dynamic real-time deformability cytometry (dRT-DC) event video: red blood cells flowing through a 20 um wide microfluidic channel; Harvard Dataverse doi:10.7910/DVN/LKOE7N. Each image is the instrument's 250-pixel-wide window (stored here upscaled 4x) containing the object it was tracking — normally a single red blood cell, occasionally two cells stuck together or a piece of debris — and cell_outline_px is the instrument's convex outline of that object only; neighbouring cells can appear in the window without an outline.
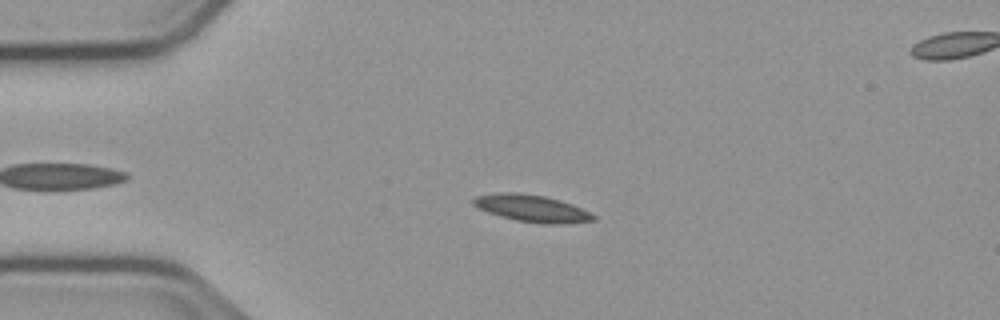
{"species": "common noctule bat (a hibernating species)", "species_latin": "Nyctalus noctula", "temperature_condition": "cold", "stored_images_in_passage": 55, "segment_of_instrument_passage": [1, 2], "camera_frame_rate_fps": 3000, "um_per_image_px": 0.085, "animal": {"sex": "male", "body_mass_g": 23.1, "forearm_length_mm": 52.7}, "frame": {"image": 1, "passage_image": 12, "time_ms": 3.667, "image_size_px": [1000, 320], "cell_outline_px": [[596, 220], [556, 224], [544, 224], [516, 220], [500, 216], [488, 212], [472, 204], [472, 200], [476, 196], [500, 192], [520, 192], [544, 196], [560, 200], [572, 204], [596, 216]], "centroid_in_image_um": [45.19, 17.7], "position_along_channel_um": 39.8, "area_um2": 18.73}}
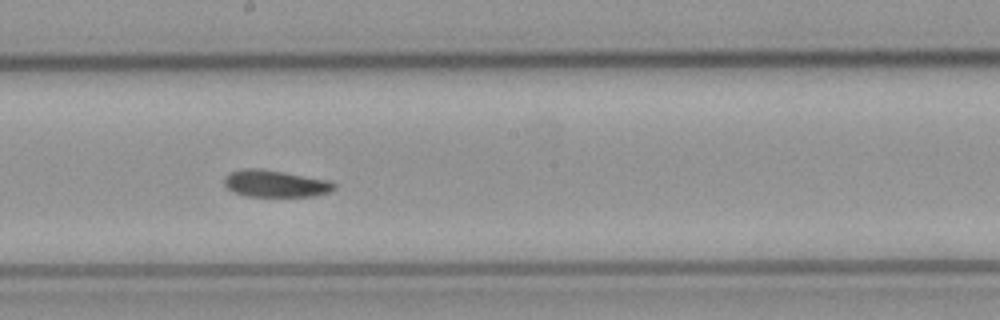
{"frame": {"image": 2, "passage_image": 29, "time_ms": 9.333, "image_size_px": [1000, 320], "cell_outline_px": [[336, 188], [332, 192], [316, 196], [248, 196], [232, 192], [224, 184], [224, 180], [232, 172], [244, 168], [260, 168], [328, 180], [336, 184]], "centroid_in_image_um": [23.45, 15.62], "position_along_channel_um": 224.8, "area_um2": 17.17}}
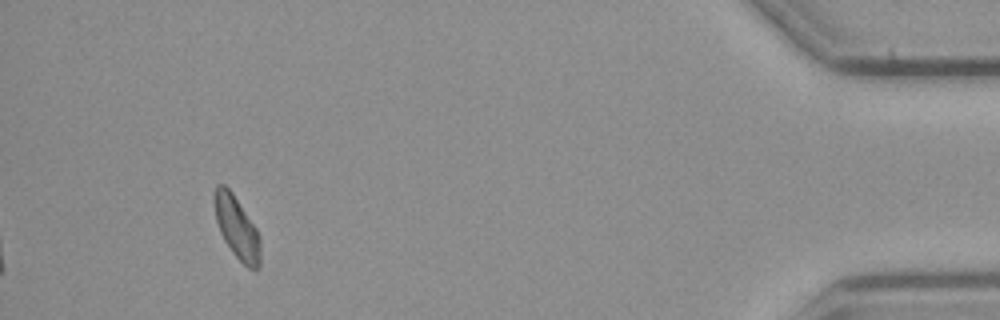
{"frame": {"image": 3, "passage_image": 50, "time_ms": 16.333, "image_size_px": [1000, 320], "cell_outline_px": [[260, 264], [256, 272], [248, 268], [232, 252], [224, 240], [220, 232], [216, 220], [216, 184], [224, 184], [232, 192], [256, 228], [260, 240]], "centroid_in_image_um": [20.17, 19.41], "position_along_channel_um": 415.0, "area_um2": 16.3}}